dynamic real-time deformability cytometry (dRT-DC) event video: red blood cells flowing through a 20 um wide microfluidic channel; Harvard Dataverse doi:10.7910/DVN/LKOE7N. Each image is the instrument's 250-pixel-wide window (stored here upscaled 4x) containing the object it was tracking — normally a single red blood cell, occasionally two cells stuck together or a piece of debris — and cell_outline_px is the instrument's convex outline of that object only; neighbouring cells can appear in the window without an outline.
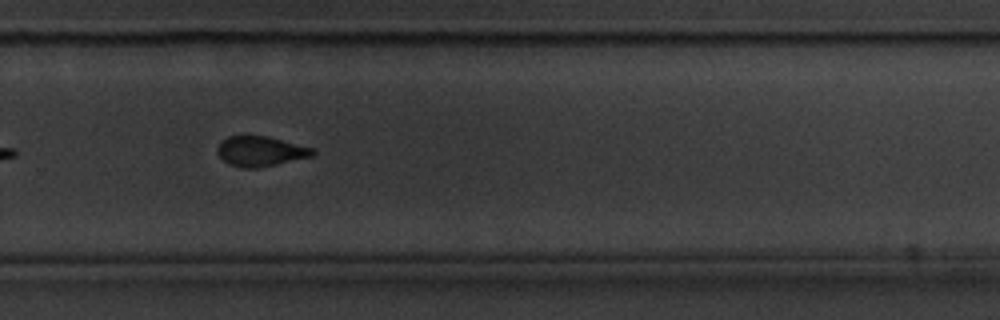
{"species": "common noctule bat (a hibernating species)", "species_latin": "Nyctalus noctula", "temperature_condition": "cold", "stored_images_in_passage": 40, "camera_frame_rate_fps": 3000, "um_per_image_px": 0.085, "animal": {"sex": "male", "body_mass_g": 20.1, "forearm_length_mm": 53.5}, "frame": {"image": 1, "passage_image": 23, "time_ms": 7.333, "image_size_px": [1000, 320], "cell_outline_px": [[316, 152], [312, 156], [256, 168], [244, 168], [228, 164], [216, 152], [216, 148], [220, 140], [228, 136], [268, 136], [316, 148]], "centroid_in_image_um": [22.14, 12.84], "position_along_channel_um": 307.7, "area_um2": 16.76}, "authors_computed_cell_mechanics": {"area_um2": 17.34, "velocity_mm_per_s": 3.5648, "shape_relaxation_time_tau1_ms": 4.071, "shape_relaxation_time_tau2_ms": 3.9376, "deformation_change_tau1": 0.1692, "deformation_change_tau2": 0.0879}}